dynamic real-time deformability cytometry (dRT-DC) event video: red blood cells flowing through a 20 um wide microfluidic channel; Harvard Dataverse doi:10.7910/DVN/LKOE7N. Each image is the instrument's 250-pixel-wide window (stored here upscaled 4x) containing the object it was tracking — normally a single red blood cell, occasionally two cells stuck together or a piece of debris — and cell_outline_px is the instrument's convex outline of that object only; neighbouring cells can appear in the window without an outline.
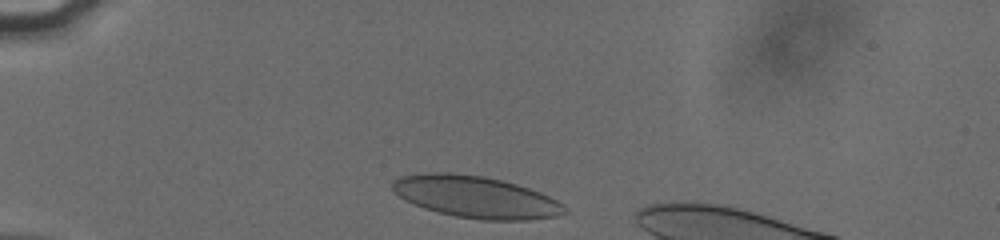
{"species": "human", "species_latin": "Homo sapiens", "temperature_condition": "cold", "stored_images_in_passage": 33, "camera_frame_rate_fps": 3000, "um_per_image_px": 0.085, "donor": {"sex": "male"}, "frame": {"image": 1, "passage_image": 2, "time_ms": 0.333, "image_size_px": [1000, 240], "cell_outline_px": [[568, 212], [556, 216], [528, 220], [480, 220], [456, 216], [424, 208], [404, 200], [392, 192], [392, 180], [400, 176], [424, 172], [448, 172], [484, 176], [516, 184], [540, 192], [564, 204], [568, 208]], "centroid_in_image_um": [40.41, 16.73], "position_along_channel_um": 44.6, "area_um2": 42.19}}
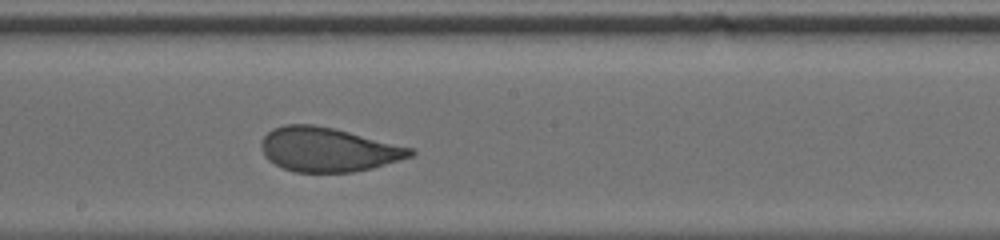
{"frame": {"image": 2, "passage_image": 19, "time_ms": 6.0, "image_size_px": [1000, 240], "cell_outline_px": [[416, 152], [412, 156], [372, 168], [352, 172], [296, 172], [284, 168], [268, 160], [264, 156], [260, 144], [264, 136], [272, 128], [284, 124], [312, 124], [332, 128], [412, 148]], "centroid_in_image_um": [27.84, 12.71], "position_along_channel_um": 220.4, "area_um2": 38.03}}
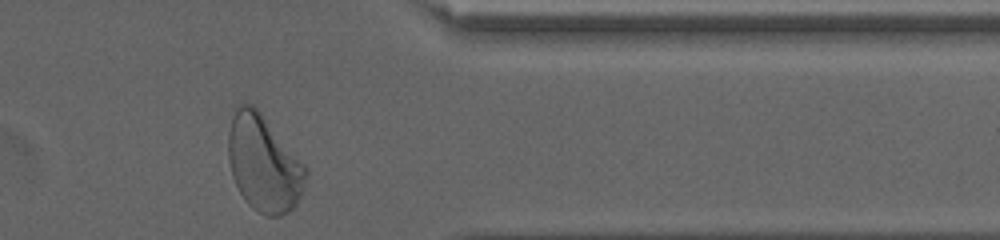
{"frame": {"image": 3, "passage_image": 33, "time_ms": 10.667, "image_size_px": [1000, 240], "cell_outline_px": [[308, 176], [300, 196], [296, 204], [288, 212], [280, 216], [268, 216], [252, 208], [248, 204], [240, 192], [232, 176], [228, 160], [228, 132], [232, 116], [236, 108], [240, 104], [252, 104], [260, 112], [308, 168]], "centroid_in_image_um": [22.42, 13.9], "position_along_channel_um": 389.0, "area_um2": 43.35}, "authors_computed_cell_mechanics": {"area_um2": 39.1884, "velocity_mm_per_s": 3.8042, "shape_relaxation_time_tau1_ms": 5.6144, "shape_relaxation_time_tau2_ms": 0.8118, "deformation_change_tau1": 0.1682, "deformation_change_tau2": 0.0575}}